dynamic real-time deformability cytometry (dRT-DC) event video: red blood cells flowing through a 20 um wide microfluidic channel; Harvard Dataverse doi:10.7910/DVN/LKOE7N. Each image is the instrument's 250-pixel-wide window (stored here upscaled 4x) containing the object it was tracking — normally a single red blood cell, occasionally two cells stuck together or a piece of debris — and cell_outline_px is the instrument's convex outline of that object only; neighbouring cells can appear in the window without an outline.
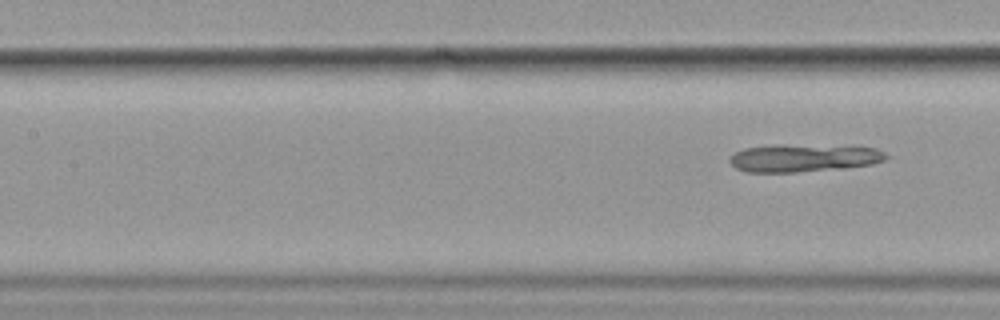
{"species": "common noctule bat (a hibernating species)", "species_latin": "Nyctalus noctula", "temperature_condition": "cold", "stored_images_in_passage": 9, "segment_of_instrument_passage": [2, 2], "camera_frame_rate_fps": 3000, "um_per_image_px": 0.085, "animal": {"sex": "female", "body_mass_g": 19.9}, "frame": {"image": 1, "passage_image": 9, "time_ms": 10.333, "image_size_px": [1000, 320], "cell_outline_px": [[888, 156], [884, 160], [872, 164], [848, 168], [796, 172], [748, 172], [736, 168], [728, 160], [736, 152], [744, 148], [776, 144], [780, 144], [876, 148], [884, 152]], "centroid_in_image_um": [68.29, 13.43], "position_along_channel_um": 139.1, "area_um2": 25.14}}